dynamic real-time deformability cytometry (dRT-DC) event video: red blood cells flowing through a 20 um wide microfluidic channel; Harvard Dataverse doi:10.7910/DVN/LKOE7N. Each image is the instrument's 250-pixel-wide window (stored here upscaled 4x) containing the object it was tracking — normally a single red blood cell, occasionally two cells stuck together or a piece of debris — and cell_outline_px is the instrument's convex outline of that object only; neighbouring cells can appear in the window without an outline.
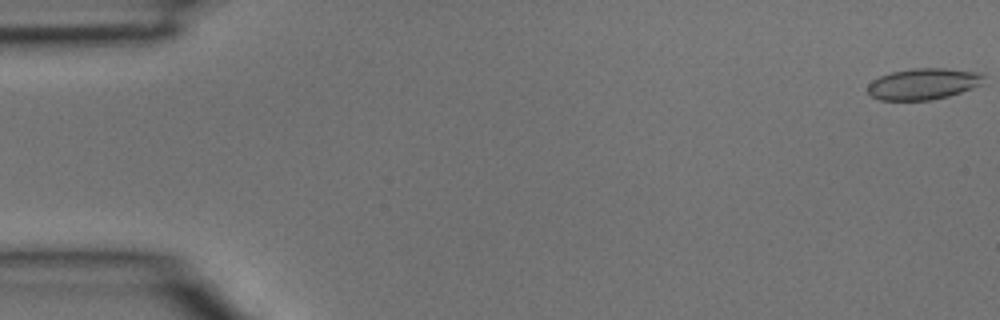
{"species": "common noctule bat (a hibernating species)", "species_latin": "Nyctalus noctula", "temperature_condition": "room temperature", "stored_images_in_passage": 5, "segment_of_instrument_passage": [2, 2], "camera_frame_rate_fps": 3000, "um_per_image_px": 0.085, "animal": {"sex": "male", "body_mass_g": 15.6}, "frame": {"image": 1, "passage_image": 5, "time_ms": 1.333, "image_size_px": [1000, 320], "cell_outline_px": [[984, 84], [948, 96], [928, 100], [880, 100], [872, 96], [868, 92], [868, 84], [872, 80], [880, 76], [892, 72], [912, 68], [948, 68], [980, 72], [984, 76]], "centroid_in_image_um": [78.51, 7.12], "position_along_channel_um": 6.5, "area_um2": 21.21}}